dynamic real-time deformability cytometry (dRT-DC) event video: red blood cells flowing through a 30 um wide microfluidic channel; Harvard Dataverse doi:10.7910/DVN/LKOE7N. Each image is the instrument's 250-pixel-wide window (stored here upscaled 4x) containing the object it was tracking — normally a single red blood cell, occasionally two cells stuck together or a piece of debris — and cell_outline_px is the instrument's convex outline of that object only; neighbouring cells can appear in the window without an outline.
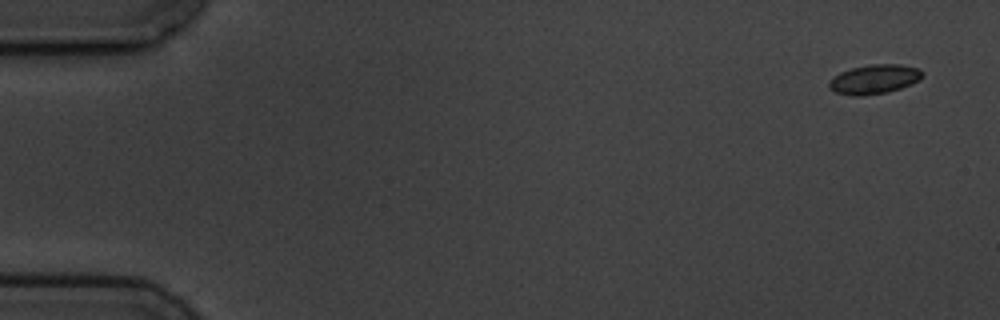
{"species": "common noctule bat (a hibernating species)", "species_latin": "Nyctalus noctula", "temperature_condition": "cold", "stored_images_in_passage": 4, "camera_frame_rate_fps": 3000, "um_per_image_px": 0.085, "animal": {"sex": "male", "body_mass_g": 19.5, "forearm_length_mm": 54.6}, "frame": {"image": 1, "passage_image": 1, "time_ms": 0.0, "image_size_px": [1000, 320], "cell_outline_px": [[924, 76], [920, 80], [912, 84], [888, 92], [860, 96], [852, 96], [836, 92], [828, 88], [828, 84], [840, 72], [852, 68], [868, 64], [900, 64], [920, 68], [924, 72]], "centroid_in_image_um": [74.37, 6.73], "position_along_channel_um": 10.6, "area_um2": 16.07}}
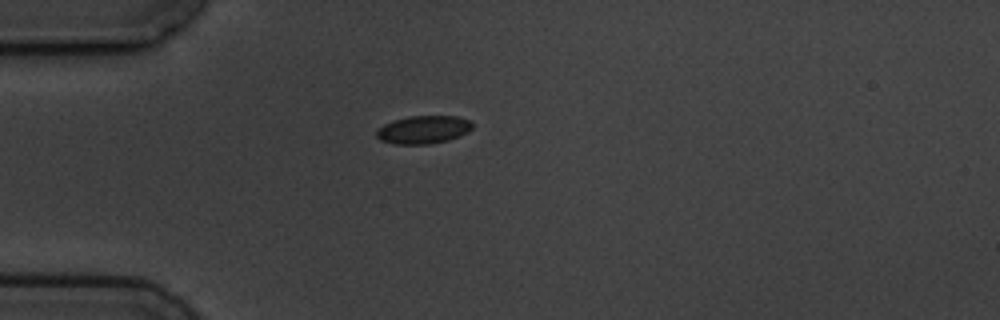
{"frame": {"image": 2, "passage_image": 4, "time_ms": 4.333, "image_size_px": [1000, 320], "cell_outline_px": [[472, 128], [468, 132], [460, 136], [448, 140], [428, 144], [392, 144], [380, 140], [376, 136], [376, 128], [392, 120], [408, 116], [456, 116], [468, 120], [472, 124]], "centroid_in_image_um": [35.94, 11.02], "position_along_channel_um": 49.1, "area_um2": 15.78}}